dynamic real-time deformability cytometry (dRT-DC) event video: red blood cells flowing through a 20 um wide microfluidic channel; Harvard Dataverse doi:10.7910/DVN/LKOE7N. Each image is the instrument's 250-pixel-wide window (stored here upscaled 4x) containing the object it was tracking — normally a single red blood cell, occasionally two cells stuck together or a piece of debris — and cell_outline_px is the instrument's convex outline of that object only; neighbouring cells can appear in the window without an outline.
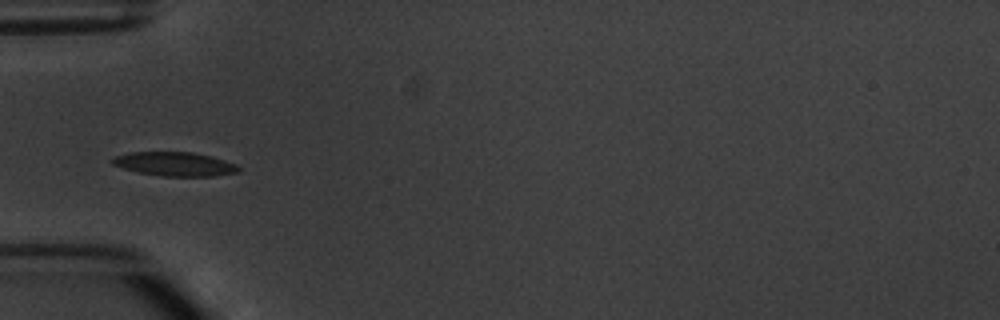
{"species": "common noctule bat (a hibernating species)", "species_latin": "Nyctalus noctula", "temperature_condition": "warm", "stored_images_in_passage": 8, "camera_frame_rate_fps": 3000, "um_per_image_px": 0.085, "animal": {"sex": "male", "body_mass_g": 20.1, "forearm_length_mm": 53.5}, "frame": {"image": 1, "passage_image": 5, "time_ms": 5.667, "image_size_px": [1000, 320], "cell_outline_px": [[240, 172], [212, 176], [164, 176], [140, 172], [124, 168], [112, 164], [108, 160], [116, 156], [128, 152], [192, 152], [212, 156], [236, 164], [240, 168]], "centroid_in_image_um": [14.86, 13.93], "position_along_channel_um": 70.1, "area_um2": 17.57}}
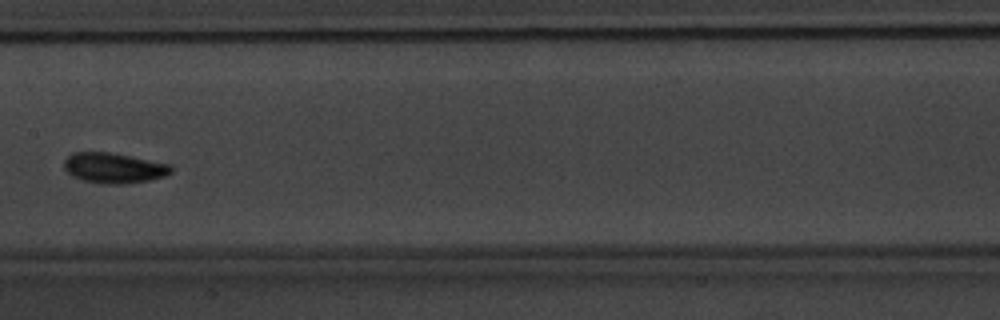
{"frame": {"image": 2, "passage_image": 8, "time_ms": 9.0, "image_size_px": [1000, 320], "cell_outline_px": [[172, 172], [164, 176], [148, 180], [120, 184], [100, 184], [84, 180], [72, 176], [64, 168], [64, 160], [72, 152], [108, 152], [172, 164]], "centroid_in_image_um": [9.67, 14.27], "position_along_channel_um": 197.7, "area_um2": 18.84}}